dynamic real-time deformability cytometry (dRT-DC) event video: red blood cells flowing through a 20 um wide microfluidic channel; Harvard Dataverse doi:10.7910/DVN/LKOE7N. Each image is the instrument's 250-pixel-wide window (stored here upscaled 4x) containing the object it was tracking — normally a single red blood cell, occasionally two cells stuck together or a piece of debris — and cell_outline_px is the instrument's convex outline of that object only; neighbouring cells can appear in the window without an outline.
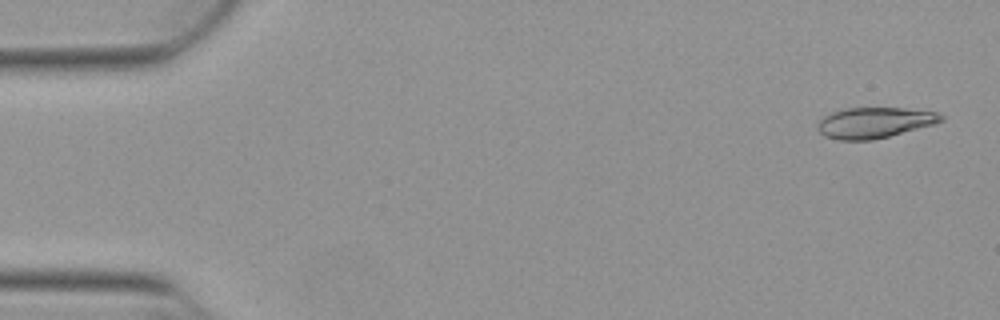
{"species": "Egyptian fruit bat (a non-hibernating species)", "species_latin": "Rousettus aegyptiacus", "temperature_condition": "warm", "stored_images_in_passage": 52, "camera_frame_rate_fps": 3000, "um_per_image_px": 0.085, "animal": {"sex": "female"}, "frame": {"image": 1, "passage_image": 2, "time_ms": 0.333, "image_size_px": [1000, 320], "cell_outline_px": [[944, 120], [936, 124], [872, 140], [840, 140], [824, 136], [816, 128], [816, 124], [824, 116], [832, 112], [844, 108], [904, 108], [936, 112], [944, 116]], "centroid_in_image_um": [74.32, 10.42], "position_along_channel_um": 10.7, "area_um2": 22.14}}
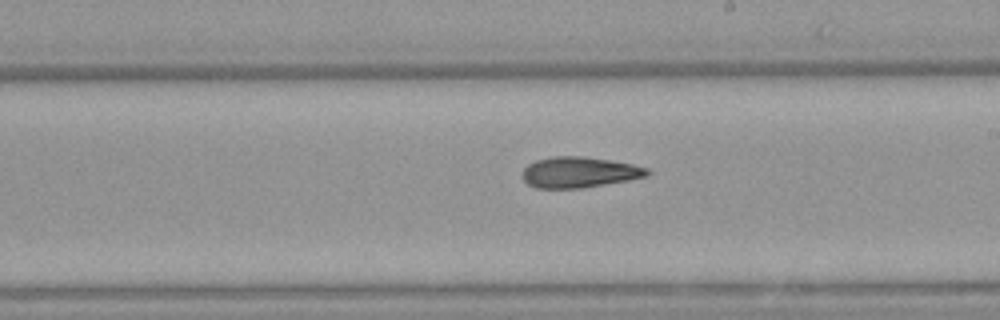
{"frame": {"image": 2, "passage_image": 30, "time_ms": 9.667, "image_size_px": [1000, 320], "cell_outline_px": [[652, 172], [648, 176], [628, 180], [584, 188], [536, 188], [528, 184], [520, 176], [524, 168], [528, 164], [536, 160], [552, 156], [584, 156], [632, 164], [648, 168]], "centroid_in_image_um": [49.22, 14.64], "position_along_channel_um": 239.8, "area_um2": 22.54}}
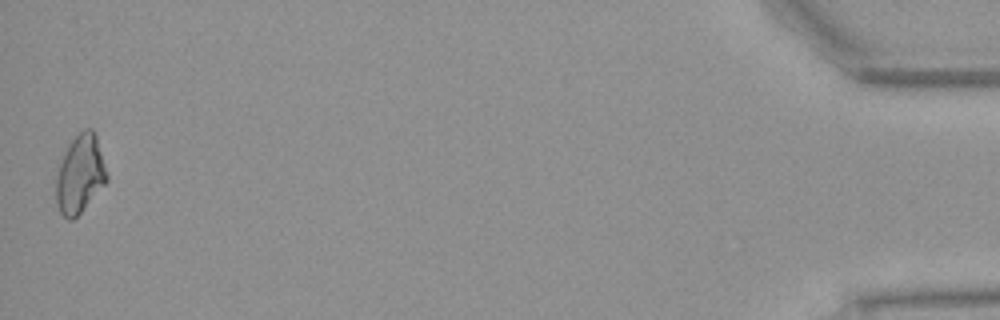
{"frame": {"image": 3, "passage_image": 52, "time_ms": 17.0, "image_size_px": [1000, 320], "cell_outline_px": [[108, 180], [80, 212], [72, 220], [68, 220], [60, 212], [56, 204], [56, 164], [68, 144], [84, 128], [92, 128], [96, 136], [108, 176]], "centroid_in_image_um": [6.76, 14.78], "position_along_channel_um": 428.4, "area_um2": 23.18}, "authors_computed_cell_mechanics": {"area_um2": 22.4264, "velocity_mm_per_s": 3.8658, "shape_relaxation_time_tau1_ms": null, "shape_relaxation_time_tau2_ms": 4.2144, "deformation_change_tau1": null, "deformation_change_tau2": 0.1315}}